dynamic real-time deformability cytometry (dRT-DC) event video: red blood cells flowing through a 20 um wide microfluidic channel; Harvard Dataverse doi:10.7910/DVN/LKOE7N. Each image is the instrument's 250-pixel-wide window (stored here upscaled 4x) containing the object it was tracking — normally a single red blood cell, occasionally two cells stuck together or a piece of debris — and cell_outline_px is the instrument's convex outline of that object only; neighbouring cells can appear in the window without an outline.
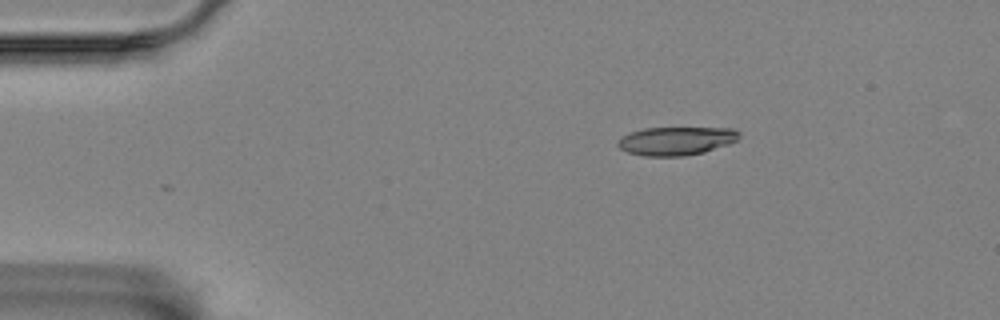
{"species": "Egyptian fruit bat (a non-hibernating species)", "species_latin": "Rousettus aegyptiacus", "temperature_condition": "room temperature", "stored_images_in_passage": 36, "camera_frame_rate_fps": 3000, "um_per_image_px": 0.085, "animal": {"sex": "female"}, "frame": {"image": 1, "passage_image": 1, "time_ms": 0.0, "image_size_px": [1000, 320], "cell_outline_px": [[740, 136], [736, 140], [728, 144], [704, 152], [684, 156], [644, 156], [628, 152], [620, 148], [616, 144], [616, 140], [620, 136], [644, 128], [732, 128], [740, 132]], "centroid_in_image_um": [57.44, 11.97], "position_along_channel_um": 27.6, "area_um2": 20.11}}
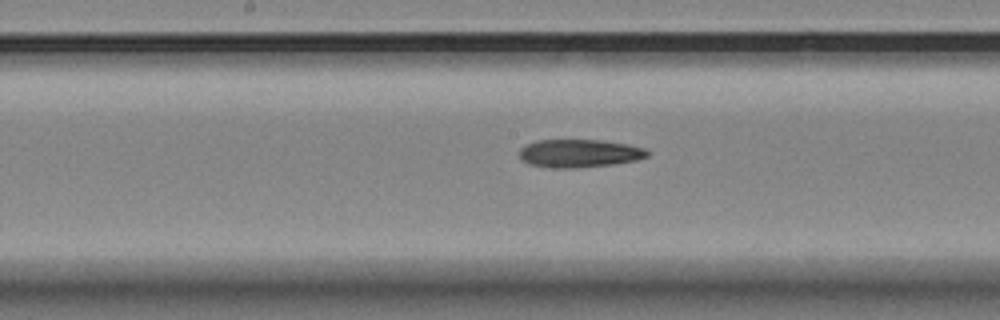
{"frame": {"image": 2, "passage_image": 21, "time_ms": 6.667, "image_size_px": [1000, 320], "cell_outline_px": [[648, 156], [636, 160], [612, 164], [576, 168], [552, 168], [528, 164], [520, 156], [520, 148], [524, 144], [536, 140], [600, 140], [628, 144], [644, 148], [648, 152]], "centroid_in_image_um": [49.21, 13.03], "position_along_channel_um": 199.0, "area_um2": 20.92}}
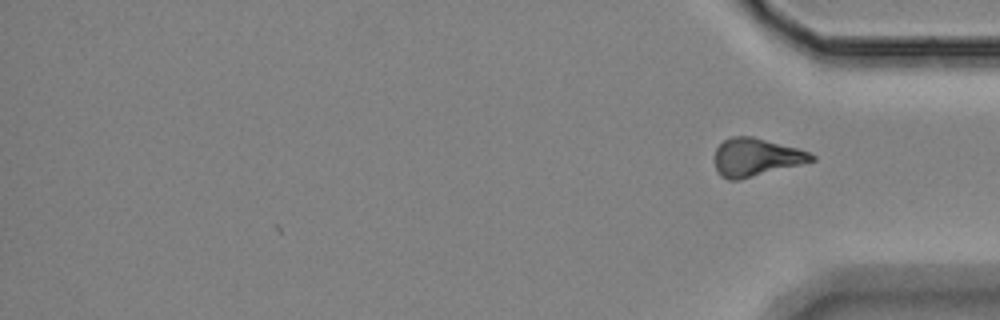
{"frame": {"image": 3, "passage_image": 36, "time_ms": 11.667, "image_size_px": [1000, 320], "cell_outline_px": [[816, 160], [740, 180], [728, 180], [720, 176], [712, 160], [716, 148], [724, 140], [732, 136], [752, 136], [800, 148], [816, 156]], "centroid_in_image_um": [64.23, 13.36], "position_along_channel_um": 371.0, "area_um2": 21.73}}